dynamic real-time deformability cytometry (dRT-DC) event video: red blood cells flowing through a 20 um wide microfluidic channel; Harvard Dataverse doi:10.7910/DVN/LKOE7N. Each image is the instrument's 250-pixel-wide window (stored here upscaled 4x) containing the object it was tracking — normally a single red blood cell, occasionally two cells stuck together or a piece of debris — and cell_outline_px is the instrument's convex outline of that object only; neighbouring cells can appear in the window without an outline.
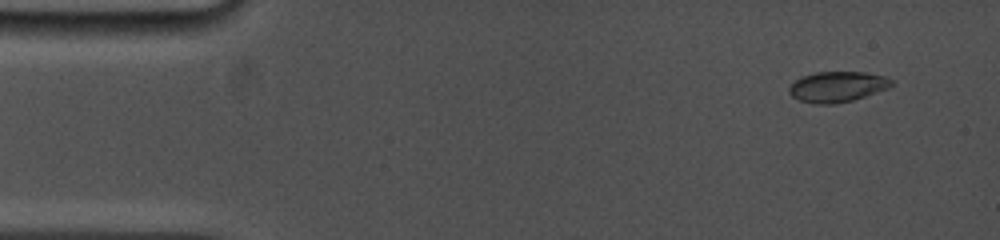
{"species": "common noctule bat (a hibernating species)", "species_latin": "Nyctalus noctula", "temperature_condition": "cold", "stored_images_in_passage": 31, "camera_frame_rate_fps": 5000, "um_per_image_px": 0.085, "animal": {"sex": "female", "body_mass_g": 19.0, "forearm_length_mm": 53.3}, "frame": {"image": 1, "passage_image": 2, "time_ms": 0.6, "image_size_px": [1000, 240], "cell_outline_px": [[892, 88], [852, 100], [832, 104], [816, 104], [800, 100], [792, 96], [788, 92], [788, 88], [800, 76], [816, 72], [864, 72], [884, 76], [892, 80]], "centroid_in_image_um": [71.18, 7.37], "position_along_channel_um": 13.8, "area_um2": 18.26}}
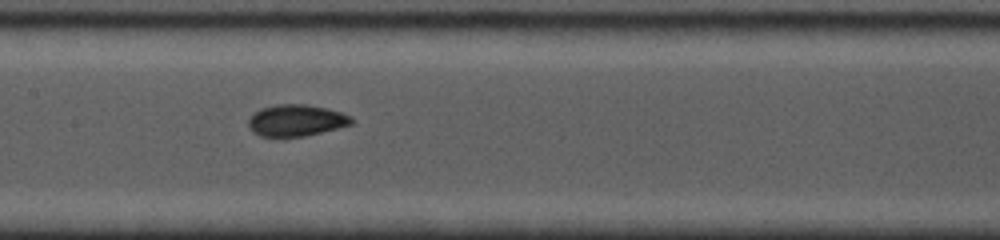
{"frame": {"image": 2, "passage_image": 17, "time_ms": 7.6, "image_size_px": [1000, 240], "cell_outline_px": [[356, 120], [352, 124], [304, 136], [260, 136], [252, 132], [248, 128], [248, 120], [260, 108], [276, 104], [304, 104], [328, 108], [352, 116]], "centroid_in_image_um": [25.18, 10.22], "position_along_channel_um": 182.2, "area_um2": 18.96}}
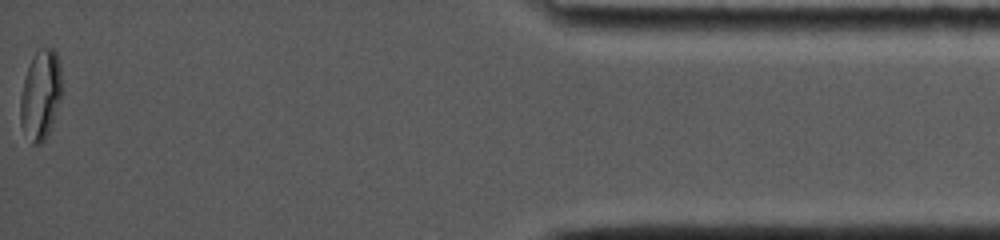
{"frame": {"image": 3, "passage_image": 31, "time_ms": 15.8, "image_size_px": [1000, 240], "cell_outline_px": [[64, 92], [48, 132], [44, 140], [40, 144], [32, 144], [20, 124], [20, 96], [24, 80], [28, 68], [36, 52], [40, 48], [52, 48], [56, 52], [60, 64], [64, 88]], "centroid_in_image_um": [3.48, 8.05], "position_along_channel_um": 431.7, "area_um2": 21.85}, "authors_computed_cell_mechanics": {"area_um2": 18.6116, "velocity_mm_per_s": 3.8384, "shape_relaxation_time_tau1_ms": null, "shape_relaxation_time_tau2_ms": 0.9188, "deformation_change_tau1": null, "deformation_change_tau2": 0.0353}}